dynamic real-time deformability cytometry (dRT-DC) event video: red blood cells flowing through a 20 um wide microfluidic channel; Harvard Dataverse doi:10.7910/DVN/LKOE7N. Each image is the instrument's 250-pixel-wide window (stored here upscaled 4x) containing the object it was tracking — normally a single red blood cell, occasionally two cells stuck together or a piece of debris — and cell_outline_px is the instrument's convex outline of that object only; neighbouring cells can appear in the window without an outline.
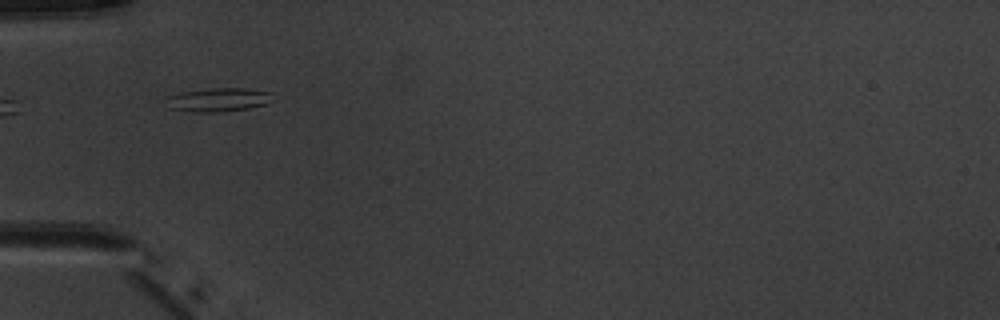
{"species": "common noctule bat (a hibernating species)", "species_latin": "Nyctalus noctula", "temperature_condition": "warm", "stored_images_in_passage": 4, "camera_frame_rate_fps": 3000, "um_per_image_px": 0.085, "animal": {"sex": "male", "body_mass_g": 20.1, "forearm_length_mm": 53.5}, "frame": {"image": 1, "passage_image": 1, "time_ms": 0.0, "image_size_px": [1000, 320], "cell_outline_px": [[276, 100], [264, 104], [248, 108], [220, 112], [192, 112], [168, 108], [168, 96], [184, 92], [212, 88], [244, 88], [272, 92]], "centroid_in_image_um": [18.63, 8.48], "position_along_channel_um": 66.4, "area_um2": 14.68}}
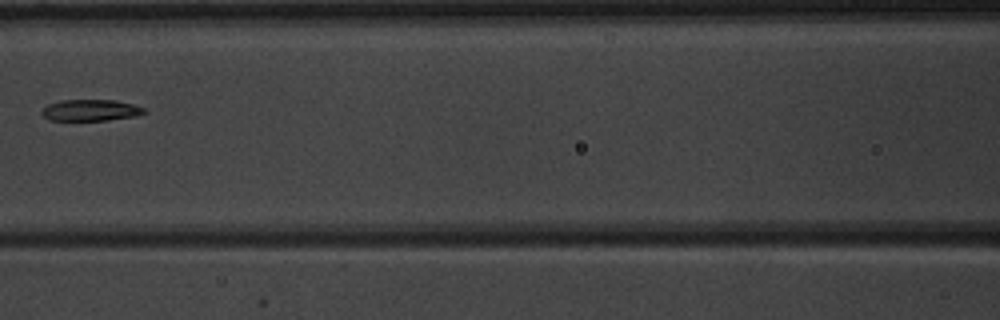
{"frame": {"image": 2, "passage_image": 3, "time_ms": 2.333, "image_size_px": [1000, 320], "cell_outline_px": [[148, 112], [136, 116], [108, 120], [48, 120], [40, 112], [48, 104], [60, 100], [116, 100], [132, 104], [144, 108]], "centroid_in_image_um": [7.71, 9.37], "position_along_channel_um": 158.9, "area_um2": 12.77}}
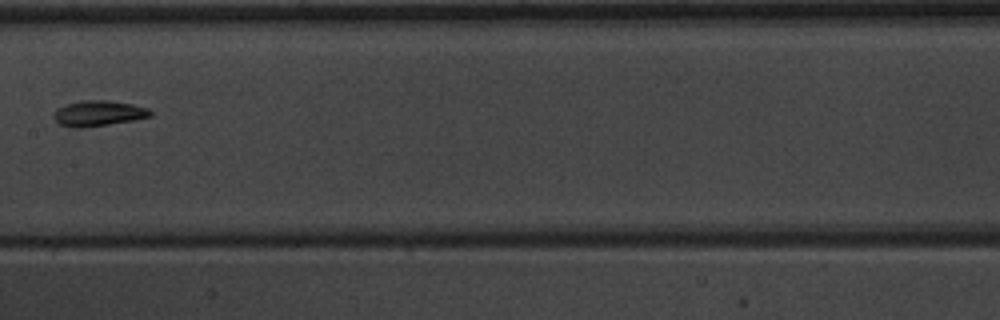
{"frame": {"image": 3, "passage_image": 4, "time_ms": 3.333, "image_size_px": [1000, 320], "cell_outline_px": [[152, 116], [132, 120], [108, 124], [80, 128], [72, 128], [60, 124], [52, 116], [56, 108], [64, 104], [80, 100], [108, 100], [132, 104], [148, 108], [152, 112]], "centroid_in_image_um": [8.32, 9.62], "position_along_channel_um": 199.1, "area_um2": 14.45}}